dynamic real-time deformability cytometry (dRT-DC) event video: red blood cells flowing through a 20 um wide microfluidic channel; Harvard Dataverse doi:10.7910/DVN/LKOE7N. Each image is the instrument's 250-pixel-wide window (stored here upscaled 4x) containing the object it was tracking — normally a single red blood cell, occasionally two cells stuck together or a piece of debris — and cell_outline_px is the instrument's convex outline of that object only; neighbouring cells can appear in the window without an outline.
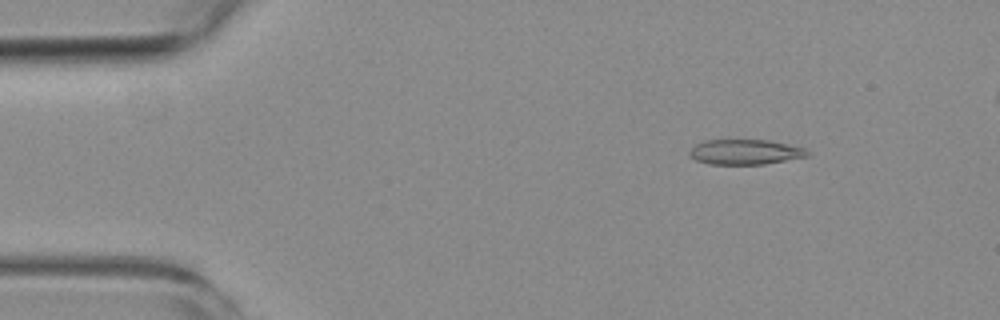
{"species": "common noctule bat (a hibernating species)", "species_latin": "Nyctalus noctula", "temperature_condition": "room temperature", "stored_images_in_passage": 4, "camera_frame_rate_fps": 3000, "um_per_image_px": 0.085, "animal": {"sex": "female", "body_mass_g": 19.3, "forearm_length_mm": 54.1}, "frame": {"image": 1, "passage_image": 2, "time_ms": 1.333, "image_size_px": [1000, 320], "cell_outline_px": [[812, 152], [808, 156], [764, 164], [708, 164], [696, 160], [688, 152], [696, 144], [704, 140], [768, 140], [788, 144], [804, 148]], "centroid_in_image_um": [63.36, 12.91], "position_along_channel_um": 21.6, "area_um2": 17.17}}